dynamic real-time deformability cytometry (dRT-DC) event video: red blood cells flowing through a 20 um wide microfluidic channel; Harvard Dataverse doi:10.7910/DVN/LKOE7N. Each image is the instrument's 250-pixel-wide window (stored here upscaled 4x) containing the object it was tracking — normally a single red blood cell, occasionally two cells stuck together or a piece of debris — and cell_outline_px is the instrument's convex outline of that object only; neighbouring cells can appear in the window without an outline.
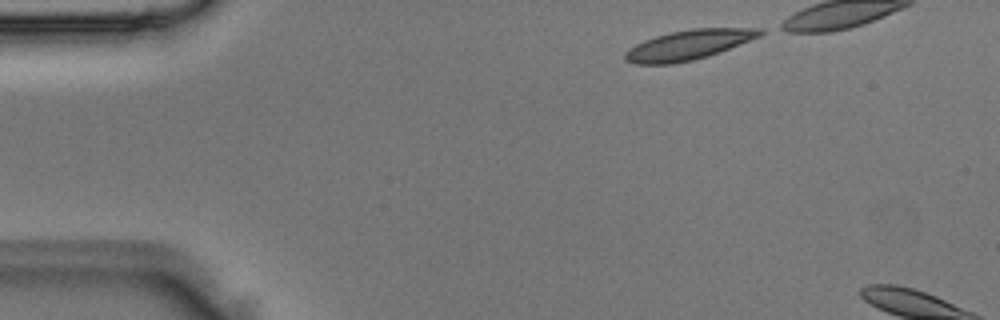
{"species": "Egyptian fruit bat (a non-hibernating species)", "species_latin": "Rousettus aegyptiacus", "temperature_condition": "room temperature", "stored_images_in_passage": 2, "camera_frame_rate_fps": 3000, "um_per_image_px": 0.085, "animal": {"sex": "male"}, "frame": {"image": 1, "passage_image": 1, "time_ms": 0.0, "image_size_px": [1000, 320], "cell_outline_px": [[764, 32], [760, 36], [708, 56], [692, 60], [672, 64], [636, 64], [624, 60], [624, 52], [628, 48], [644, 40], [656, 36], [672, 32], [692, 28], [764, 28]], "centroid_in_image_um": [58.49, 3.81], "position_along_channel_um": 26.5, "area_um2": 23.29}}